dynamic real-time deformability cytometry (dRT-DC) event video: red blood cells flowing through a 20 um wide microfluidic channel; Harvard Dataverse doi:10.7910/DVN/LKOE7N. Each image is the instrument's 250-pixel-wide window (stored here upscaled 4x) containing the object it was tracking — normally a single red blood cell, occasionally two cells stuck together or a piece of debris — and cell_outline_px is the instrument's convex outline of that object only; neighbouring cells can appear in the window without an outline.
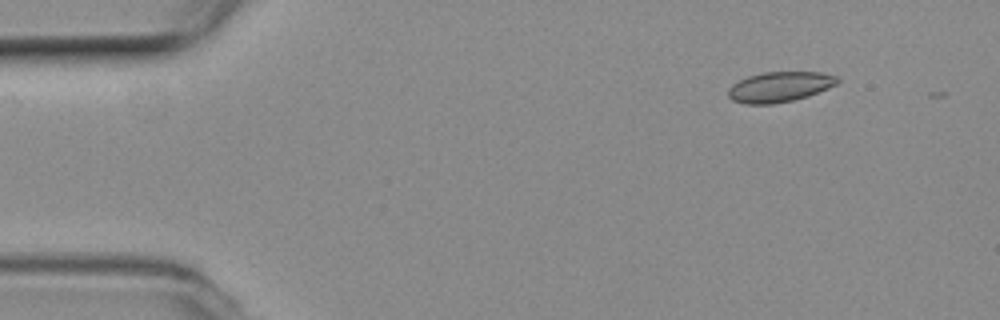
{"species": "common noctule bat (a hibernating species)", "species_latin": "Nyctalus noctula", "temperature_condition": "room temperature", "stored_images_in_passage": 2, "camera_frame_rate_fps": 3000, "um_per_image_px": 0.085, "animal": {"sex": "female", "body_mass_g": 19.3, "forearm_length_mm": 54.1}, "frame": {"image": 1, "passage_image": 1, "time_ms": 0.0, "image_size_px": [1000, 320], "cell_outline_px": [[840, 80], [836, 84], [828, 88], [808, 96], [792, 100], [772, 104], [748, 104], [732, 100], [728, 96], [728, 88], [732, 84], [748, 76], [764, 72], [820, 72], [836, 76]], "centroid_in_image_um": [66.26, 7.38], "position_along_channel_um": 18.7, "area_um2": 19.13}}